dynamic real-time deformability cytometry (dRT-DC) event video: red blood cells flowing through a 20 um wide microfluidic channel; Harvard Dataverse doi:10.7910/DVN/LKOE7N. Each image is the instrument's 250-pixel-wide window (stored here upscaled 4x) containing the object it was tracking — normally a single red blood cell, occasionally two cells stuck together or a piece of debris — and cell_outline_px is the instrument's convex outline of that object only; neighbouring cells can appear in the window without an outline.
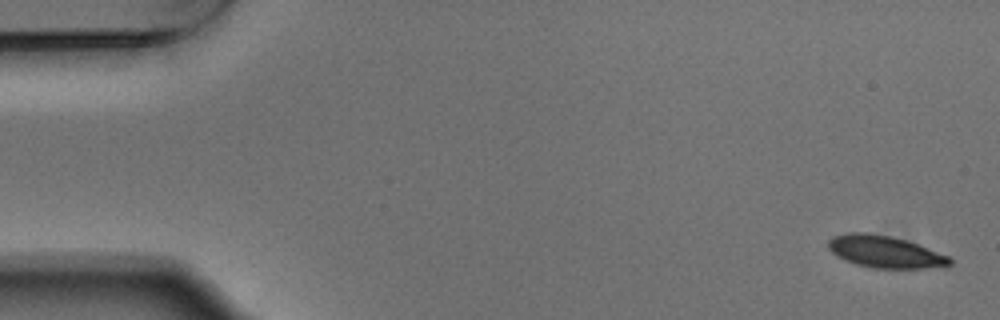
{"species": "Egyptian fruit bat (a non-hibernating species)", "species_latin": "Rousettus aegyptiacus", "temperature_condition": "warm", "stored_images_in_passage": 6, "camera_frame_rate_fps": 3000, "um_per_image_px": 0.085, "animal": {"sex": "male"}, "frame": {"image": 1, "passage_image": 1, "time_ms": 0.0, "image_size_px": [1000, 320], "cell_outline_px": [[952, 264], [944, 268], [872, 268], [856, 264], [836, 256], [828, 248], [828, 240], [832, 236], [848, 232], [872, 232], [892, 236], [908, 240], [948, 256], [952, 260]], "centroid_in_image_um": [75.23, 21.39], "position_along_channel_um": 9.8, "area_um2": 23.06}}
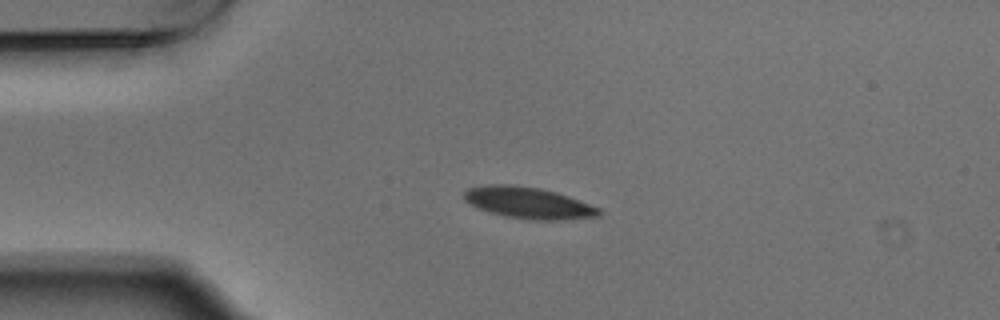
{"frame": {"image": 2, "passage_image": 4, "time_ms": 1.0, "image_size_px": [1000, 320], "cell_outline_px": [[604, 212], [600, 216], [560, 220], [532, 220], [504, 216], [488, 212], [464, 200], [464, 192], [468, 188], [488, 184], [512, 184], [540, 188], [556, 192], [568, 196], [600, 208]], "centroid_in_image_um": [44.93, 17.24], "position_along_channel_um": 40.1, "area_um2": 24.8}}
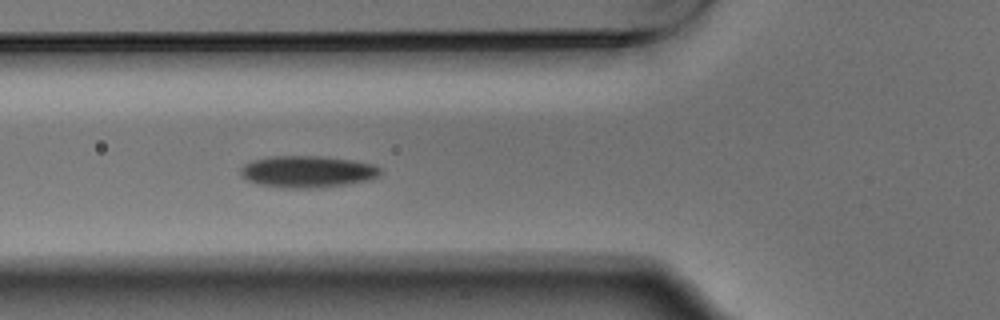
{"frame": {"image": 3, "passage_image": 6, "time_ms": 1.667, "image_size_px": [1000, 320], "cell_outline_px": [[384, 172], [380, 176], [372, 180], [348, 184], [308, 188], [284, 188], [256, 184], [240, 176], [240, 168], [244, 164], [252, 160], [268, 156], [328, 156], [356, 160], [372, 164], [380, 168]], "centroid_in_image_um": [26.16, 14.58], "position_along_channel_um": 99.6, "area_um2": 26.41}}